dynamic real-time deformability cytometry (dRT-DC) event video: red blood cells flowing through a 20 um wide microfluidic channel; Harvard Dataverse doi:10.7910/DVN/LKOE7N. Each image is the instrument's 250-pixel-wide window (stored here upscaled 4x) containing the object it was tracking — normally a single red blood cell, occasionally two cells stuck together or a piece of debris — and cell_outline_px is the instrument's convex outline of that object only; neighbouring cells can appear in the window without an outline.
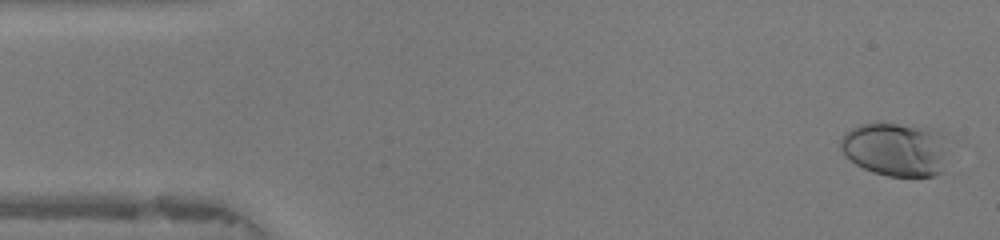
{"species": "human", "species_latin": "Homo sapiens", "temperature_condition": "warm", "stored_images_in_passage": 48, "camera_frame_rate_fps": 3000, "um_per_image_px": 0.085, "donor": {"sex": "female"}, "frame": {"image": 1, "passage_image": 2, "time_ms": 0.333, "image_size_px": [1000, 240], "cell_outline_px": [[956, 140], [940, 172], [932, 176], [888, 176], [872, 172], [856, 164], [840, 148], [840, 140], [852, 128], [860, 124], [880, 120], [932, 128], [944, 132]], "centroid_in_image_um": [76.3, 12.62], "position_along_channel_um": 8.7, "area_um2": 35.43}}
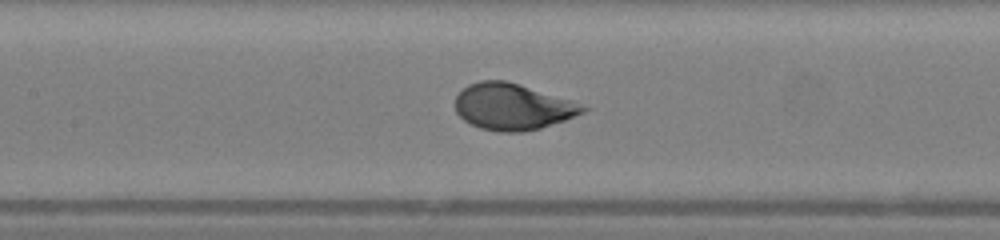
{"frame": {"image": 2, "passage_image": 22, "time_ms": 7.0, "image_size_px": [1000, 240], "cell_outline_px": [[592, 108], [584, 112], [564, 120], [540, 128], [524, 132], [500, 132], [480, 128], [464, 120], [456, 112], [456, 96], [468, 84], [480, 80], [504, 80], [520, 84]], "centroid_in_image_um": [43.55, 9.07], "position_along_channel_um": 163.9, "area_um2": 34.16}}
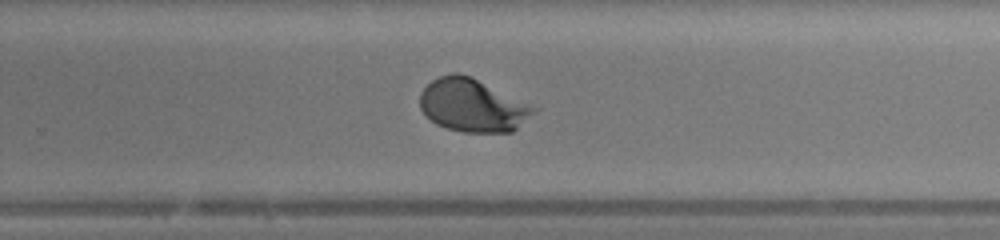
{"frame": {"image": 3, "passage_image": 31, "time_ms": 10.0, "image_size_px": [1000, 240], "cell_outline_px": [[540, 108], [512, 132], [464, 132], [448, 128], [436, 124], [420, 108], [420, 92], [432, 80], [440, 76], [456, 72], [472, 76]], "centroid_in_image_um": [40.2, 8.94], "position_along_channel_um": 289.6, "area_um2": 35.14}, "authors_computed_cell_mechanics": {"area_um2": 34.0731, "velocity_mm_per_s": 4.2116, "shape_relaxation_time_tau1_ms": 2.6094, "shape_relaxation_time_tau2_ms": null, "deformation_change_tau1": 0.19, "deformation_change_tau2": null}}